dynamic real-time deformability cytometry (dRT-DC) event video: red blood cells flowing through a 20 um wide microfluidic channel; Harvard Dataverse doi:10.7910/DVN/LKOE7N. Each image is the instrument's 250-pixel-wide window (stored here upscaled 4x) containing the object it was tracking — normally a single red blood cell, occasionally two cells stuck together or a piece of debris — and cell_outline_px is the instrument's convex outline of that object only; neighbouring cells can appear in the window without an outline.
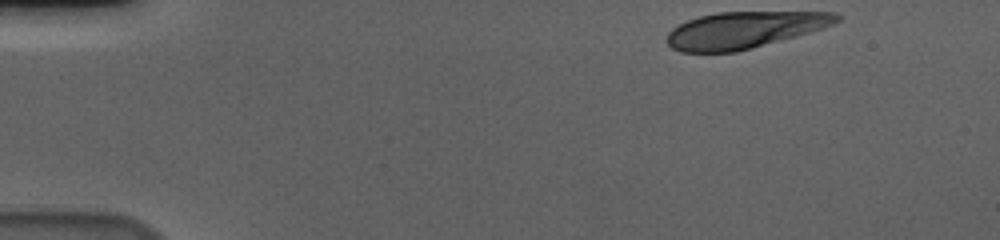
{"species": "human", "species_latin": "Homo sapiens", "temperature_condition": "cold", "stored_images_in_passage": 50, "camera_frame_rate_fps": 3000, "um_per_image_px": 0.085, "donor": {"sex": "male"}, "frame": {"image": 1, "passage_image": 1, "time_ms": 0.0, "image_size_px": [1000, 240], "cell_outline_px": [[840, 20], [824, 28], [796, 36], [752, 48], [736, 52], [680, 52], [672, 48], [668, 44], [668, 32], [672, 28], [688, 20], [700, 16], [716, 12], [836, 12], [840, 16]], "centroid_in_image_um": [63.26, 2.54], "position_along_channel_um": 21.7, "area_um2": 36.01}}
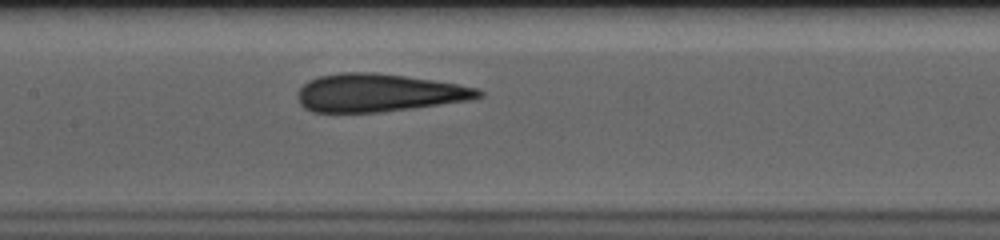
{"frame": {"image": 2, "passage_image": 22, "time_ms": 7.0, "image_size_px": [1000, 240], "cell_outline_px": [[484, 96], [472, 100], [412, 108], [380, 112], [312, 112], [304, 108], [300, 104], [296, 96], [296, 92], [308, 80], [320, 76], [340, 72], [372, 72], [404, 76], [432, 80], [480, 88], [484, 92]], "centroid_in_image_um": [32.18, 7.89], "position_along_channel_um": 175.2, "area_um2": 40.17}}
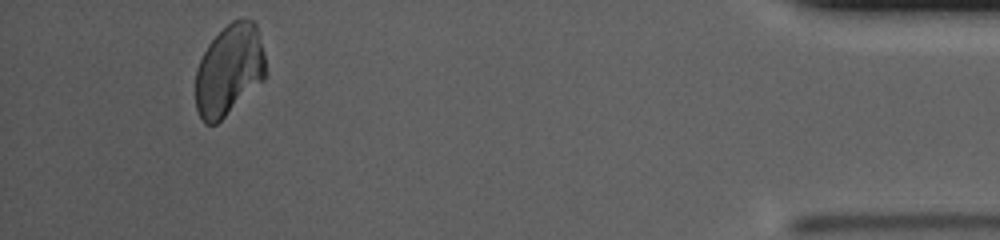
{"frame": {"image": 3, "passage_image": 47, "time_ms": 15.333, "image_size_px": [1000, 240], "cell_outline_px": [[268, 72], [264, 80], [216, 124], [204, 124], [196, 108], [196, 68], [208, 44], [232, 20], [252, 20], [256, 24], [264, 52]], "centroid_in_image_um": [19.5, 5.97], "position_along_channel_um": 415.7, "area_um2": 37.11}, "authors_computed_cell_mechanics": {"area_um2": 39.9687, "velocity_mm_per_s": 3.6331, "shape_relaxation_time_tau1_ms": 6.5371, "shape_relaxation_time_tau2_ms": 1.5327, "deformation_change_tau1": 0.1683, "deformation_change_tau2": 0.0627}}